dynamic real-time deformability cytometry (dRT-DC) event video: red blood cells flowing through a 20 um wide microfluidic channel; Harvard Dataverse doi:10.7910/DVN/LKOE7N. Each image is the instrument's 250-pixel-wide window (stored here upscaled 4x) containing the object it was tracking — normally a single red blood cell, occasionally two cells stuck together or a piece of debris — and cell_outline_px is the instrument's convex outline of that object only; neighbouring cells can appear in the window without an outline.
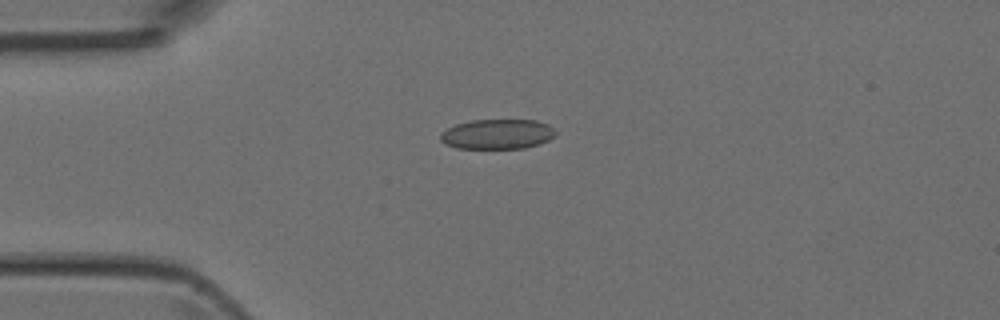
{"species": "Egyptian fruit bat (a non-hibernating species)", "species_latin": "Rousettus aegyptiacus", "temperature_condition": "room temperature", "stored_images_in_passage": 5, "camera_frame_rate_fps": 3000, "um_per_image_px": 0.085, "animal": {"sex": "female"}, "frame": {"image": 1, "passage_image": 3, "time_ms": 3.0, "image_size_px": [1000, 320], "cell_outline_px": [[556, 136], [540, 144], [524, 148], [456, 148], [444, 144], [440, 140], [440, 132], [456, 124], [472, 120], [536, 120], [548, 124], [556, 132]], "centroid_in_image_um": [42.27, 11.4], "position_along_channel_um": 42.7, "area_um2": 20.17}}
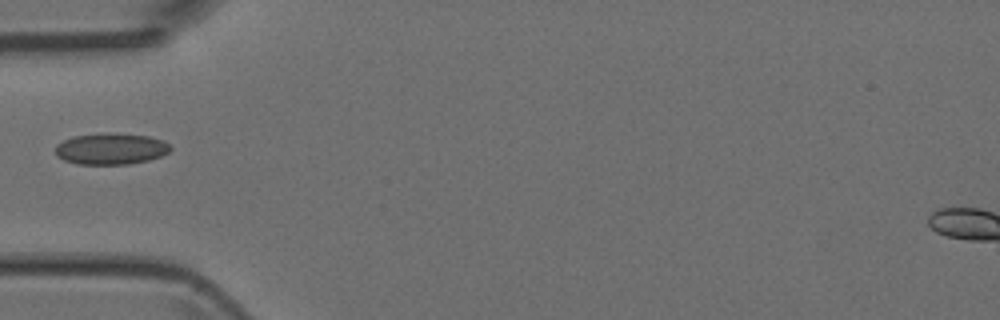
{"frame": {"image": 2, "passage_image": 4, "time_ms": 4.333, "image_size_px": [1000, 320], "cell_outline_px": [[172, 148], [168, 152], [160, 156], [148, 160], [128, 164], [76, 164], [64, 160], [56, 156], [56, 144], [72, 136], [148, 136], [160, 140], [168, 144]], "centroid_in_image_um": [9.39, 12.71], "position_along_channel_um": 75.6, "area_um2": 19.88}}
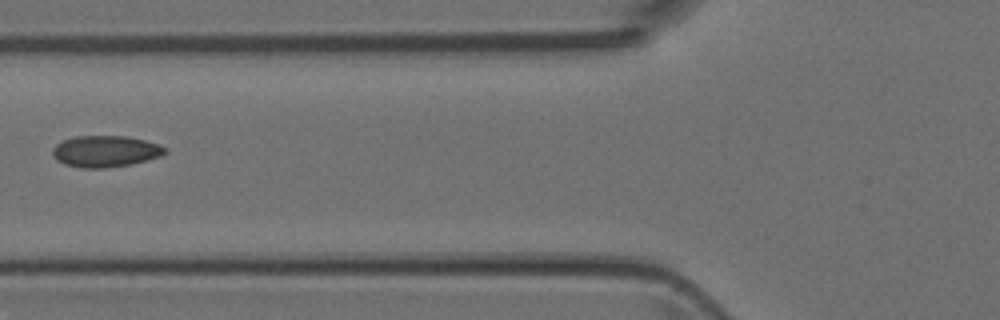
{"frame": {"image": 3, "passage_image": 5, "time_ms": 5.333, "image_size_px": [1000, 320], "cell_outline_px": [[168, 152], [160, 156], [148, 160], [128, 164], [104, 168], [84, 168], [64, 164], [56, 160], [52, 152], [52, 148], [56, 144], [64, 140], [76, 136], [124, 136], [144, 140], [160, 144], [168, 148]], "centroid_in_image_um": [8.98, 12.86], "position_along_channel_um": 116.8, "area_um2": 20.58}}